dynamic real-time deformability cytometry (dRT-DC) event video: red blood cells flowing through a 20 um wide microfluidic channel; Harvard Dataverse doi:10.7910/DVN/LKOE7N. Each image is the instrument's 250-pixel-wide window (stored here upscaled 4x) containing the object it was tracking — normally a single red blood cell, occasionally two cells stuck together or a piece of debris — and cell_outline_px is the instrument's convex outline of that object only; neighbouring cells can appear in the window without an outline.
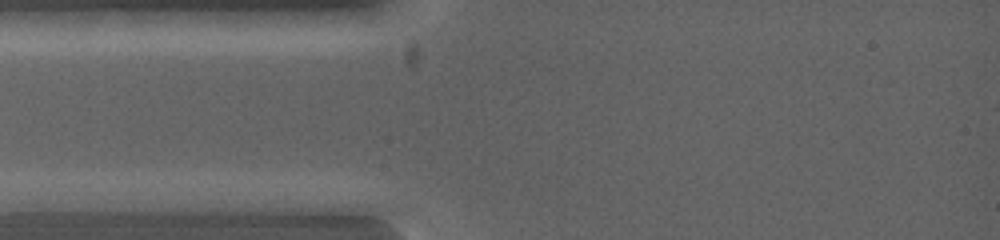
{"species": "common noctule bat (a hibernating species)", "species_latin": "Nyctalus noctula", "temperature_condition": "warm", "stored_images_in_passage": 3, "camera_frame_rate_fps": 5000, "um_per_image_px": 0.085, "animal": {"sex": "female", "body_mass_g": 19.0, "forearm_length_mm": 53.3}, "frame": {"image": 1, "passage_image": 1, "time_ms": 0.0, "image_size_px": [1000, 240], "cell_outline_px": [[116, 200], [60, 212], [16, 212], [16, 200], [64, 192], [100, 192]], "centroid_in_image_um": [5.2, 17.16], "position_along_channel_um": 79.8, "area_um2": 10.17}}